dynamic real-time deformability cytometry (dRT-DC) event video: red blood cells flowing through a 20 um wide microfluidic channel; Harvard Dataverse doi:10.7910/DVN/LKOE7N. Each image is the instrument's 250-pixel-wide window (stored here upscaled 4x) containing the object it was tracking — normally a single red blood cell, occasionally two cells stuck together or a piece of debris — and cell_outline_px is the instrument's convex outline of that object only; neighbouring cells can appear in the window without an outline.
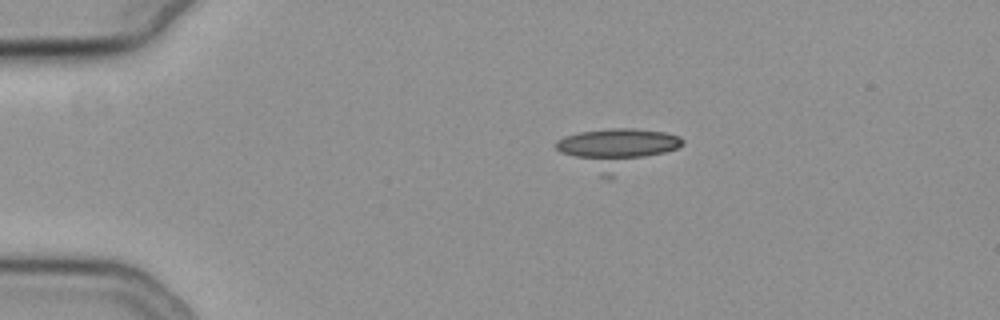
{"species": "common noctule bat (a hibernating species)", "species_latin": "Nyctalus noctula", "temperature_condition": "cold", "stored_images_in_passage": 38, "camera_frame_rate_fps": 3000, "um_per_image_px": 0.085, "animal": {"sex": "female", "body_mass_g": 19.3, "forearm_length_mm": 54.1}, "frame": {"image": 1, "passage_image": 2, "time_ms": 0.333, "image_size_px": [1000, 320], "cell_outline_px": [[684, 144], [676, 148], [664, 152], [644, 156], [612, 160], [600, 160], [576, 156], [560, 152], [556, 148], [556, 140], [564, 136], [580, 132], [612, 128], [632, 128], [664, 132], [680, 136], [684, 140]], "centroid_in_image_um": [52.51, 12.2], "position_along_channel_um": 32.5, "area_um2": 22.08}}
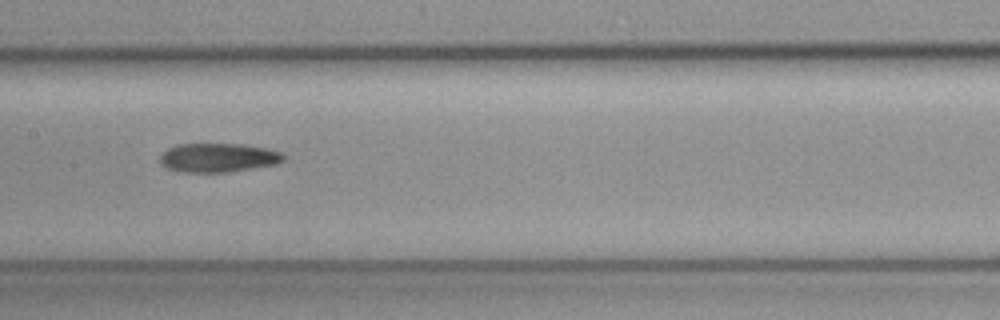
{"frame": {"image": 2, "passage_image": 19, "time_ms": 6.0, "image_size_px": [1000, 320], "cell_outline_px": [[284, 160], [276, 164], [228, 172], [180, 172], [164, 168], [160, 164], [160, 156], [168, 148], [176, 144], [240, 144], [264, 148], [280, 152], [284, 156]], "centroid_in_image_um": [18.48, 13.41], "position_along_channel_um": 188.9, "area_um2": 20.81}}
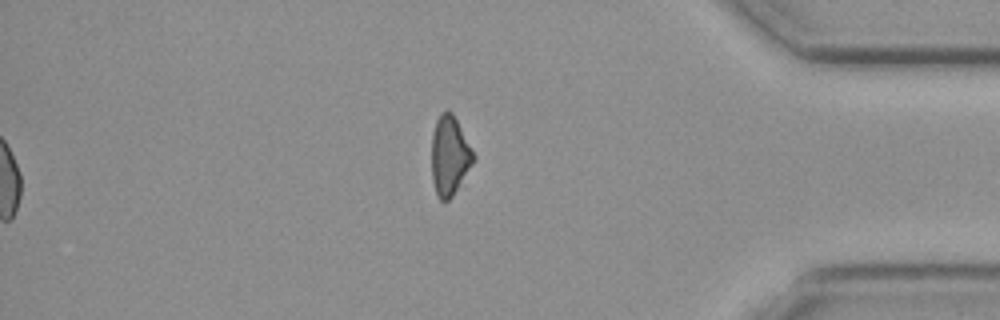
{"frame": {"image": 3, "passage_image": 38, "time_ms": 12.333, "image_size_px": [1000, 320], "cell_outline_px": [[476, 156], [472, 164], [452, 196], [444, 204], [436, 196], [432, 180], [432, 132], [436, 120], [440, 112], [448, 108], [452, 112]], "centroid_in_image_um": [38.19, 13.22], "position_along_channel_um": 397.0, "area_um2": 19.42}}